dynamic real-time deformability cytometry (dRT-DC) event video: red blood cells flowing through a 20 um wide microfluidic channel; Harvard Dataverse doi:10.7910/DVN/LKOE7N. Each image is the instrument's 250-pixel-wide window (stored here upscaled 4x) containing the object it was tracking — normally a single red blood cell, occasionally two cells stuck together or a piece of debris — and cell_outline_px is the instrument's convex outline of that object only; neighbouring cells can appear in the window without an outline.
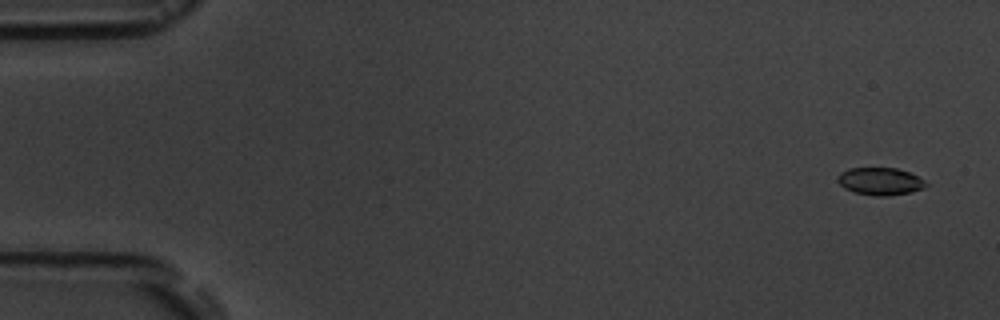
{"species": "common noctule bat (a hibernating species)", "species_latin": "Nyctalus noctula", "temperature_condition": "room temperature", "stored_images_in_passage": 7, "camera_frame_rate_fps": 3000, "um_per_image_px": 0.085, "animal": {"sex": "male", "body_mass_g": 19.5, "forearm_length_mm": 54.6}, "frame": {"image": 1, "passage_image": 1, "time_ms": 0.0, "image_size_px": [1000, 320], "cell_outline_px": [[928, 184], [924, 188], [912, 192], [888, 196], [876, 196], [856, 192], [844, 188], [836, 180], [836, 176], [840, 172], [848, 168], [896, 168], [908, 172], [924, 180]], "centroid_in_image_um": [74.79, 15.41], "position_along_channel_um": 10.2, "area_um2": 14.16}}
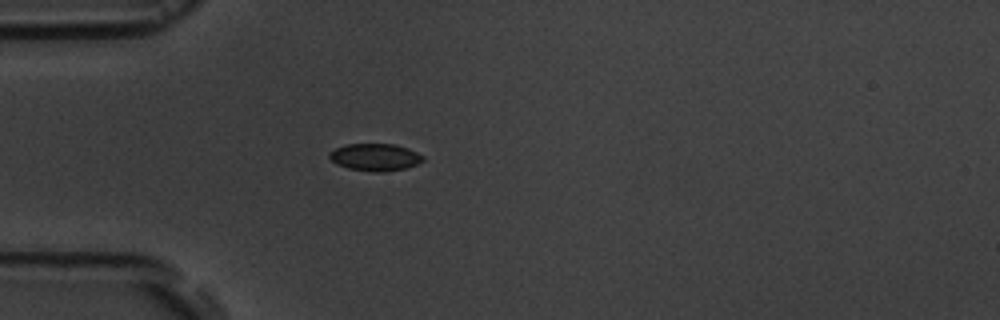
{"frame": {"image": 2, "passage_image": 5, "time_ms": 4.667, "image_size_px": [1000, 320], "cell_outline_px": [[424, 160], [416, 164], [404, 168], [384, 172], [372, 172], [348, 168], [336, 164], [328, 156], [328, 152], [344, 144], [396, 144], [408, 148], [424, 156]], "centroid_in_image_um": [31.86, 13.35], "position_along_channel_um": 53.1, "area_um2": 14.91}}
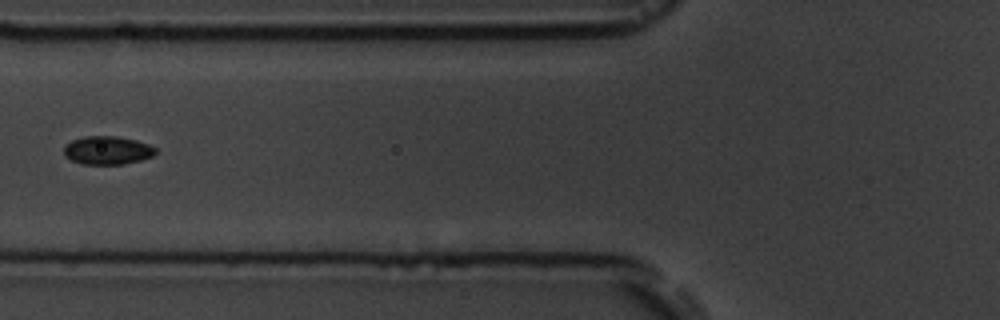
{"frame": {"image": 3, "passage_image": 7, "time_ms": 6.667, "image_size_px": [1000, 320], "cell_outline_px": [[156, 152], [152, 156], [140, 160], [124, 164], [80, 164], [64, 156], [64, 144], [72, 140], [84, 136], [116, 136], [136, 140], [148, 144], [156, 148]], "centroid_in_image_um": [9.1, 12.77], "position_along_channel_um": 116.7, "area_um2": 15.2}}